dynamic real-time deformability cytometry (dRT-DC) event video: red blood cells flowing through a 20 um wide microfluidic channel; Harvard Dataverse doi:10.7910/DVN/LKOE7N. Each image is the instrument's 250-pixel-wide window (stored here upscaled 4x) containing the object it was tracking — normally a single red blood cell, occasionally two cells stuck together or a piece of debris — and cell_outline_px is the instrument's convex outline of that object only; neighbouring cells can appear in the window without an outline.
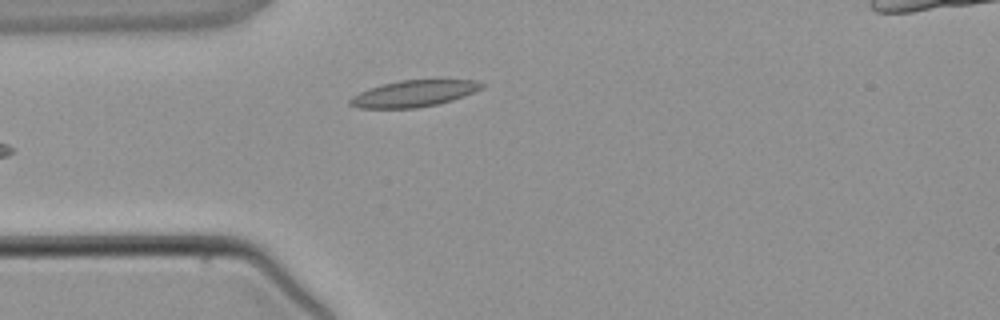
{"species": "common noctule bat (a hibernating species)", "species_latin": "Nyctalus noctula", "temperature_condition": "warm", "stored_images_in_passage": 4, "camera_frame_rate_fps": 3000, "um_per_image_px": 0.085, "animal": {"sex": "male", "body_mass_g": 21.5, "forearm_length_mm": 52.0}, "frame": {"image": 1, "passage_image": 4, "time_ms": 4.333, "image_size_px": [1000, 320], "cell_outline_px": [[488, 84], [464, 96], [452, 100], [436, 104], [416, 108], [360, 108], [348, 104], [348, 100], [352, 96], [368, 88], [400, 80], [476, 80]], "centroid_in_image_um": [35.16, 7.95], "position_along_channel_um": 49.8, "area_um2": 20.17}}